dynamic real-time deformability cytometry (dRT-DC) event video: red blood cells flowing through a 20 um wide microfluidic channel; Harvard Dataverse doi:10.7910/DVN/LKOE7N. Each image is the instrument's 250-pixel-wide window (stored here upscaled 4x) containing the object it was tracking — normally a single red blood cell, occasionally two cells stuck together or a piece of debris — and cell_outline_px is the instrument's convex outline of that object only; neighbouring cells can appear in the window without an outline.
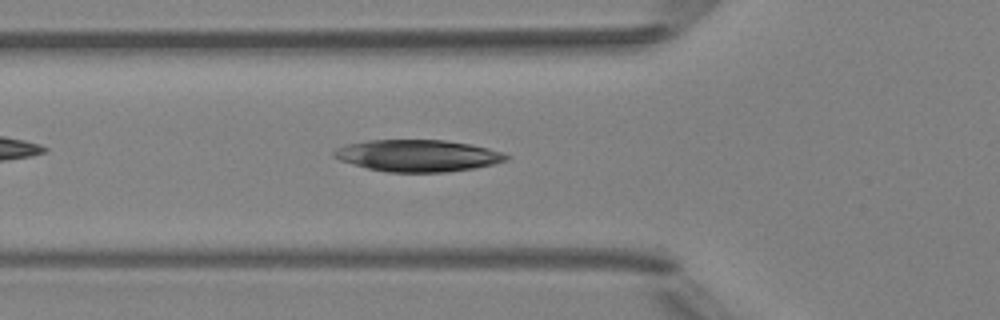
{"species": "Egyptian fruit bat (a non-hibernating species)", "species_latin": "Rousettus aegyptiacus", "temperature_condition": "room temperature", "stored_images_in_passage": 3, "camera_frame_rate_fps": 3000, "um_per_image_px": 0.085, "animal": {"sex": "female"}, "frame": {"image": 1, "passage_image": 3, "time_ms": 2.333, "image_size_px": [1000, 320], "cell_outline_px": [[508, 160], [492, 164], [472, 168], [444, 172], [388, 172], [368, 168], [352, 164], [340, 160], [332, 156], [332, 152], [336, 148], [348, 144], [368, 140], [444, 140], [468, 144], [488, 148], [504, 152], [508, 156]], "centroid_in_image_um": [35.48, 13.23], "position_along_channel_um": 90.3, "area_um2": 31.73}}